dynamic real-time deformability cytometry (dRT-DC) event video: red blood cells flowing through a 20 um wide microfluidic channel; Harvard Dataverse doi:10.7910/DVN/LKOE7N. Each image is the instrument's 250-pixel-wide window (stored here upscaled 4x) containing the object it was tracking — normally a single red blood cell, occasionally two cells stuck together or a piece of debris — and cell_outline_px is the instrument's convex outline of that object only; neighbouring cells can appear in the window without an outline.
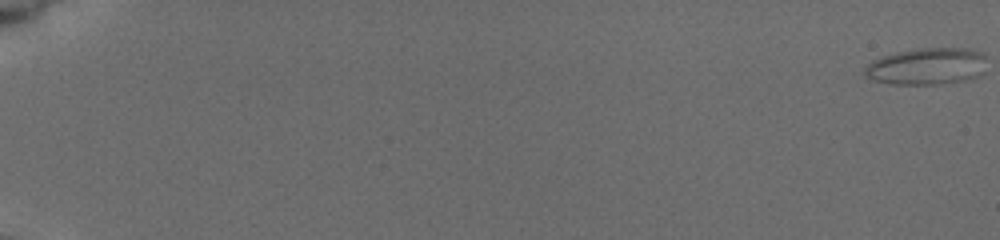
{"species": "common noctule bat (a hibernating species)", "species_latin": "Nyctalus noctula", "temperature_condition": "cold", "stored_images_in_passage": 4, "camera_frame_rate_fps": 3000, "um_per_image_px": 0.085, "animal": {"sex": "female", "body_mass_g": 19.5, "forearm_length_mm": 54.1}, "frame": {"image": 1, "passage_image": 1, "time_ms": 0.0, "image_size_px": [1000, 240], "cell_outline_px": [[984, 72], [980, 76], [960, 80], [932, 84], [892, 84], [876, 80], [868, 76], [864, 72], [864, 68], [872, 60], [880, 56], [896, 52], [920, 48], [964, 48], [980, 52], [984, 56]], "centroid_in_image_um": [78.76, 5.62], "position_along_channel_um": 6.2, "area_um2": 25.84}}